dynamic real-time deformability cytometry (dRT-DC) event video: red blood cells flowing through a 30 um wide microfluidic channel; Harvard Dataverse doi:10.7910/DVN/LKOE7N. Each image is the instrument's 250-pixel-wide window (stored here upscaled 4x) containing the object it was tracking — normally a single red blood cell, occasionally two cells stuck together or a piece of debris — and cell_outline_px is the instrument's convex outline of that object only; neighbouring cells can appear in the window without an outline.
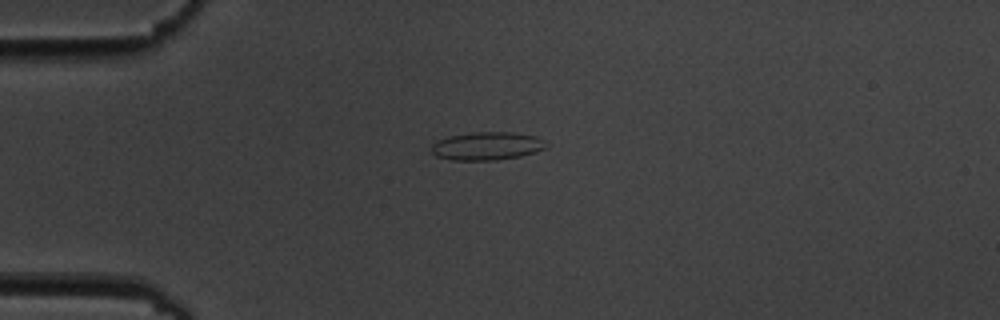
{"species": "common noctule bat (a hibernating species)", "species_latin": "Nyctalus noctula", "temperature_condition": "cold", "stored_images_in_passage": 4, "camera_frame_rate_fps": 3000, "um_per_image_px": 0.085, "animal": {"sex": "male", "body_mass_g": 19.5, "forearm_length_mm": 54.6}, "frame": {"image": 1, "passage_image": 1, "time_ms": 0.0, "image_size_px": [1000, 320], "cell_outline_px": [[548, 144], [544, 148], [536, 152], [520, 156], [496, 160], [452, 160], [436, 156], [432, 152], [432, 144], [436, 140], [448, 136], [472, 132], [512, 132], [536, 136], [544, 140]], "centroid_in_image_um": [41.39, 12.4], "position_along_channel_um": 43.6, "area_um2": 18.9}}
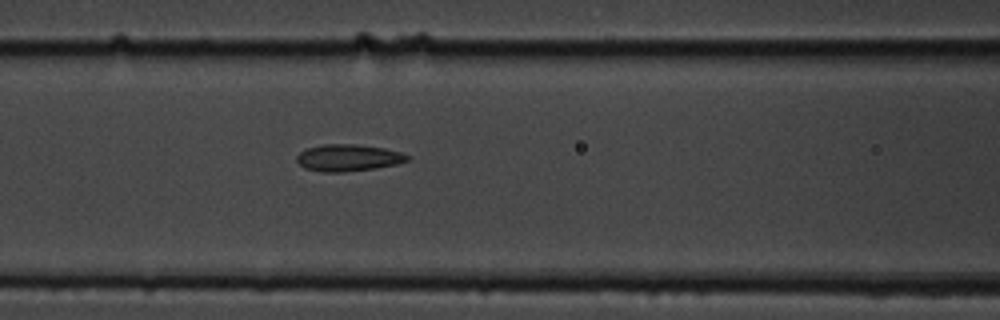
{"frame": {"image": 2, "passage_image": 4, "time_ms": 3.333, "image_size_px": [1000, 320], "cell_outline_px": [[412, 160], [396, 164], [376, 168], [340, 172], [320, 172], [304, 168], [296, 160], [296, 156], [300, 152], [308, 148], [324, 144], [356, 144], [384, 148], [400, 152], [412, 156]], "centroid_in_image_um": [29.63, 13.41], "position_along_channel_um": 137.0, "area_um2": 17.4}}